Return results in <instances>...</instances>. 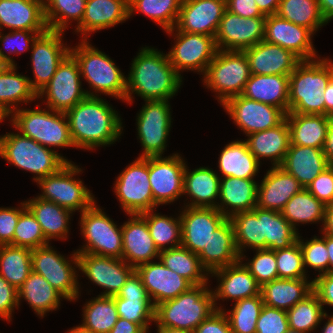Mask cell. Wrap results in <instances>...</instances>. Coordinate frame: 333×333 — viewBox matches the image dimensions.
<instances>
[{
    "mask_svg": "<svg viewBox=\"0 0 333 333\" xmlns=\"http://www.w3.org/2000/svg\"><path fill=\"white\" fill-rule=\"evenodd\" d=\"M74 147L92 149L111 144L121 134V120L115 110L97 96H86L66 112Z\"/></svg>",
    "mask_w": 333,
    "mask_h": 333,
    "instance_id": "obj_1",
    "label": "cell"
},
{
    "mask_svg": "<svg viewBox=\"0 0 333 333\" xmlns=\"http://www.w3.org/2000/svg\"><path fill=\"white\" fill-rule=\"evenodd\" d=\"M178 74L168 55L153 48H143L134 59L128 79H126V101H131V91L146 100H168L175 95L181 85ZM131 90V91H130Z\"/></svg>",
    "mask_w": 333,
    "mask_h": 333,
    "instance_id": "obj_2",
    "label": "cell"
},
{
    "mask_svg": "<svg viewBox=\"0 0 333 333\" xmlns=\"http://www.w3.org/2000/svg\"><path fill=\"white\" fill-rule=\"evenodd\" d=\"M333 77L325 59L301 60L289 75V112L325 115L323 91Z\"/></svg>",
    "mask_w": 333,
    "mask_h": 333,
    "instance_id": "obj_3",
    "label": "cell"
},
{
    "mask_svg": "<svg viewBox=\"0 0 333 333\" xmlns=\"http://www.w3.org/2000/svg\"><path fill=\"white\" fill-rule=\"evenodd\" d=\"M205 285H193L175 299L158 304L155 307V322L157 321L158 327L193 332L200 323L218 310L213 292L205 288Z\"/></svg>",
    "mask_w": 333,
    "mask_h": 333,
    "instance_id": "obj_4",
    "label": "cell"
},
{
    "mask_svg": "<svg viewBox=\"0 0 333 333\" xmlns=\"http://www.w3.org/2000/svg\"><path fill=\"white\" fill-rule=\"evenodd\" d=\"M0 156L15 166L35 173V179L58 172L68 161L57 152L20 134L0 137Z\"/></svg>",
    "mask_w": 333,
    "mask_h": 333,
    "instance_id": "obj_5",
    "label": "cell"
},
{
    "mask_svg": "<svg viewBox=\"0 0 333 333\" xmlns=\"http://www.w3.org/2000/svg\"><path fill=\"white\" fill-rule=\"evenodd\" d=\"M204 74L206 85L220 93L223 105L243 92L251 76L248 57L244 51L218 50Z\"/></svg>",
    "mask_w": 333,
    "mask_h": 333,
    "instance_id": "obj_6",
    "label": "cell"
},
{
    "mask_svg": "<svg viewBox=\"0 0 333 333\" xmlns=\"http://www.w3.org/2000/svg\"><path fill=\"white\" fill-rule=\"evenodd\" d=\"M70 53L79 64L80 74L95 90L125 100L126 77L107 55L91 47L86 38Z\"/></svg>",
    "mask_w": 333,
    "mask_h": 333,
    "instance_id": "obj_7",
    "label": "cell"
},
{
    "mask_svg": "<svg viewBox=\"0 0 333 333\" xmlns=\"http://www.w3.org/2000/svg\"><path fill=\"white\" fill-rule=\"evenodd\" d=\"M16 110L13 114V125L20 130L21 134L32 138L37 143L46 147L74 146L69 129L66 113L52 110V113L44 110ZM55 112V113H54ZM67 119L65 122L64 120Z\"/></svg>",
    "mask_w": 333,
    "mask_h": 333,
    "instance_id": "obj_8",
    "label": "cell"
},
{
    "mask_svg": "<svg viewBox=\"0 0 333 333\" xmlns=\"http://www.w3.org/2000/svg\"><path fill=\"white\" fill-rule=\"evenodd\" d=\"M81 170L68 162L58 172L36 180L42 187L43 195L38 198L54 202L68 210L81 212L91 207L95 201L90 191L83 186L81 180H74L73 175Z\"/></svg>",
    "mask_w": 333,
    "mask_h": 333,
    "instance_id": "obj_9",
    "label": "cell"
},
{
    "mask_svg": "<svg viewBox=\"0 0 333 333\" xmlns=\"http://www.w3.org/2000/svg\"><path fill=\"white\" fill-rule=\"evenodd\" d=\"M81 229L88 244L76 253L122 258V229H118L95 203L82 212Z\"/></svg>",
    "mask_w": 333,
    "mask_h": 333,
    "instance_id": "obj_10",
    "label": "cell"
},
{
    "mask_svg": "<svg viewBox=\"0 0 333 333\" xmlns=\"http://www.w3.org/2000/svg\"><path fill=\"white\" fill-rule=\"evenodd\" d=\"M80 75L79 64L75 57L69 53L38 96L42 97L44 93H47L49 109L66 113L86 96H95L93 93L84 92L81 89Z\"/></svg>",
    "mask_w": 333,
    "mask_h": 333,
    "instance_id": "obj_11",
    "label": "cell"
},
{
    "mask_svg": "<svg viewBox=\"0 0 333 333\" xmlns=\"http://www.w3.org/2000/svg\"><path fill=\"white\" fill-rule=\"evenodd\" d=\"M115 192L127 214H141L153 210L148 157H139L120 174L115 184Z\"/></svg>",
    "mask_w": 333,
    "mask_h": 333,
    "instance_id": "obj_12",
    "label": "cell"
},
{
    "mask_svg": "<svg viewBox=\"0 0 333 333\" xmlns=\"http://www.w3.org/2000/svg\"><path fill=\"white\" fill-rule=\"evenodd\" d=\"M74 264L95 284L106 289L99 296H115L126 283L135 268L122 258L99 256L88 253H74Z\"/></svg>",
    "mask_w": 333,
    "mask_h": 333,
    "instance_id": "obj_13",
    "label": "cell"
},
{
    "mask_svg": "<svg viewBox=\"0 0 333 333\" xmlns=\"http://www.w3.org/2000/svg\"><path fill=\"white\" fill-rule=\"evenodd\" d=\"M138 115V135L144 153L140 157H158L165 149L171 126L168 100H146Z\"/></svg>",
    "mask_w": 333,
    "mask_h": 333,
    "instance_id": "obj_14",
    "label": "cell"
},
{
    "mask_svg": "<svg viewBox=\"0 0 333 333\" xmlns=\"http://www.w3.org/2000/svg\"><path fill=\"white\" fill-rule=\"evenodd\" d=\"M265 20L266 17H240L226 10L215 35L217 49L244 51L255 46L264 39Z\"/></svg>",
    "mask_w": 333,
    "mask_h": 333,
    "instance_id": "obj_15",
    "label": "cell"
},
{
    "mask_svg": "<svg viewBox=\"0 0 333 333\" xmlns=\"http://www.w3.org/2000/svg\"><path fill=\"white\" fill-rule=\"evenodd\" d=\"M161 157H148L153 208L158 204L171 203L183 194L185 163L178 154Z\"/></svg>",
    "mask_w": 333,
    "mask_h": 333,
    "instance_id": "obj_16",
    "label": "cell"
},
{
    "mask_svg": "<svg viewBox=\"0 0 333 333\" xmlns=\"http://www.w3.org/2000/svg\"><path fill=\"white\" fill-rule=\"evenodd\" d=\"M32 271L44 277L65 299L78 298L77 278L72 265L49 245L32 250Z\"/></svg>",
    "mask_w": 333,
    "mask_h": 333,
    "instance_id": "obj_17",
    "label": "cell"
},
{
    "mask_svg": "<svg viewBox=\"0 0 333 333\" xmlns=\"http://www.w3.org/2000/svg\"><path fill=\"white\" fill-rule=\"evenodd\" d=\"M224 108L248 135L279 125L286 114L278 107L238 95L228 99Z\"/></svg>",
    "mask_w": 333,
    "mask_h": 333,
    "instance_id": "obj_18",
    "label": "cell"
},
{
    "mask_svg": "<svg viewBox=\"0 0 333 333\" xmlns=\"http://www.w3.org/2000/svg\"><path fill=\"white\" fill-rule=\"evenodd\" d=\"M177 43L169 52V62L179 74L181 69L206 71L218 51L215 37L177 31Z\"/></svg>",
    "mask_w": 333,
    "mask_h": 333,
    "instance_id": "obj_19",
    "label": "cell"
},
{
    "mask_svg": "<svg viewBox=\"0 0 333 333\" xmlns=\"http://www.w3.org/2000/svg\"><path fill=\"white\" fill-rule=\"evenodd\" d=\"M61 34V31L48 29L32 42L35 81L30 80V84L37 94L50 82L59 64L70 53V49L62 45Z\"/></svg>",
    "mask_w": 333,
    "mask_h": 333,
    "instance_id": "obj_20",
    "label": "cell"
},
{
    "mask_svg": "<svg viewBox=\"0 0 333 333\" xmlns=\"http://www.w3.org/2000/svg\"><path fill=\"white\" fill-rule=\"evenodd\" d=\"M226 10V0H182L176 31L215 37Z\"/></svg>",
    "mask_w": 333,
    "mask_h": 333,
    "instance_id": "obj_21",
    "label": "cell"
},
{
    "mask_svg": "<svg viewBox=\"0 0 333 333\" xmlns=\"http://www.w3.org/2000/svg\"><path fill=\"white\" fill-rule=\"evenodd\" d=\"M181 219V246L199 254L215 231L226 219L217 208L188 207Z\"/></svg>",
    "mask_w": 333,
    "mask_h": 333,
    "instance_id": "obj_22",
    "label": "cell"
},
{
    "mask_svg": "<svg viewBox=\"0 0 333 333\" xmlns=\"http://www.w3.org/2000/svg\"><path fill=\"white\" fill-rule=\"evenodd\" d=\"M313 33L311 29L273 14L266 17L263 40L291 51L300 60H311L316 57L311 42Z\"/></svg>",
    "mask_w": 333,
    "mask_h": 333,
    "instance_id": "obj_23",
    "label": "cell"
},
{
    "mask_svg": "<svg viewBox=\"0 0 333 333\" xmlns=\"http://www.w3.org/2000/svg\"><path fill=\"white\" fill-rule=\"evenodd\" d=\"M135 270L140 275L150 299L151 296L153 297L154 307L162 302L175 299L193 286L188 280L167 268L161 261L142 264Z\"/></svg>",
    "mask_w": 333,
    "mask_h": 333,
    "instance_id": "obj_24",
    "label": "cell"
},
{
    "mask_svg": "<svg viewBox=\"0 0 333 333\" xmlns=\"http://www.w3.org/2000/svg\"><path fill=\"white\" fill-rule=\"evenodd\" d=\"M244 52L251 74L256 75H290L301 61L291 51L264 40Z\"/></svg>",
    "mask_w": 333,
    "mask_h": 333,
    "instance_id": "obj_25",
    "label": "cell"
},
{
    "mask_svg": "<svg viewBox=\"0 0 333 333\" xmlns=\"http://www.w3.org/2000/svg\"><path fill=\"white\" fill-rule=\"evenodd\" d=\"M133 218L122 227V259L131 260L133 268L149 263L160 251L155 246L145 218L132 214Z\"/></svg>",
    "mask_w": 333,
    "mask_h": 333,
    "instance_id": "obj_26",
    "label": "cell"
},
{
    "mask_svg": "<svg viewBox=\"0 0 333 333\" xmlns=\"http://www.w3.org/2000/svg\"><path fill=\"white\" fill-rule=\"evenodd\" d=\"M303 186L280 166L273 167L264 177L257 194V206L264 210L281 212L286 203Z\"/></svg>",
    "mask_w": 333,
    "mask_h": 333,
    "instance_id": "obj_27",
    "label": "cell"
},
{
    "mask_svg": "<svg viewBox=\"0 0 333 333\" xmlns=\"http://www.w3.org/2000/svg\"><path fill=\"white\" fill-rule=\"evenodd\" d=\"M198 257L206 272L210 273L241 260L236 248L234 227L230 218H227L212 232L207 247H204Z\"/></svg>",
    "mask_w": 333,
    "mask_h": 333,
    "instance_id": "obj_28",
    "label": "cell"
},
{
    "mask_svg": "<svg viewBox=\"0 0 333 333\" xmlns=\"http://www.w3.org/2000/svg\"><path fill=\"white\" fill-rule=\"evenodd\" d=\"M41 0H0V28L47 31Z\"/></svg>",
    "mask_w": 333,
    "mask_h": 333,
    "instance_id": "obj_29",
    "label": "cell"
},
{
    "mask_svg": "<svg viewBox=\"0 0 333 333\" xmlns=\"http://www.w3.org/2000/svg\"><path fill=\"white\" fill-rule=\"evenodd\" d=\"M328 166L322 149L290 145L280 167L307 188Z\"/></svg>",
    "mask_w": 333,
    "mask_h": 333,
    "instance_id": "obj_30",
    "label": "cell"
},
{
    "mask_svg": "<svg viewBox=\"0 0 333 333\" xmlns=\"http://www.w3.org/2000/svg\"><path fill=\"white\" fill-rule=\"evenodd\" d=\"M241 96L289 112V75L251 74Z\"/></svg>",
    "mask_w": 333,
    "mask_h": 333,
    "instance_id": "obj_31",
    "label": "cell"
},
{
    "mask_svg": "<svg viewBox=\"0 0 333 333\" xmlns=\"http://www.w3.org/2000/svg\"><path fill=\"white\" fill-rule=\"evenodd\" d=\"M240 262L239 260L235 264L211 272L221 278L218 289L213 293L214 301L219 298H230L237 302L261 294V286Z\"/></svg>",
    "mask_w": 333,
    "mask_h": 333,
    "instance_id": "obj_32",
    "label": "cell"
},
{
    "mask_svg": "<svg viewBox=\"0 0 333 333\" xmlns=\"http://www.w3.org/2000/svg\"><path fill=\"white\" fill-rule=\"evenodd\" d=\"M129 0H87L78 32L87 34L114 26L129 18Z\"/></svg>",
    "mask_w": 333,
    "mask_h": 333,
    "instance_id": "obj_33",
    "label": "cell"
},
{
    "mask_svg": "<svg viewBox=\"0 0 333 333\" xmlns=\"http://www.w3.org/2000/svg\"><path fill=\"white\" fill-rule=\"evenodd\" d=\"M247 136L249 139L245 142L248 149L258 161L263 157L271 158L274 167L281 166L291 144L290 129L286 118L273 128Z\"/></svg>",
    "mask_w": 333,
    "mask_h": 333,
    "instance_id": "obj_34",
    "label": "cell"
},
{
    "mask_svg": "<svg viewBox=\"0 0 333 333\" xmlns=\"http://www.w3.org/2000/svg\"><path fill=\"white\" fill-rule=\"evenodd\" d=\"M290 145L323 149L327 129L332 117L317 114L287 113Z\"/></svg>",
    "mask_w": 333,
    "mask_h": 333,
    "instance_id": "obj_35",
    "label": "cell"
},
{
    "mask_svg": "<svg viewBox=\"0 0 333 333\" xmlns=\"http://www.w3.org/2000/svg\"><path fill=\"white\" fill-rule=\"evenodd\" d=\"M258 185L254 180L236 177H224L220 181L219 198L222 206L216 208L227 218L240 213L251 211L257 206ZM224 204L230 206L231 213L223 208Z\"/></svg>",
    "mask_w": 333,
    "mask_h": 333,
    "instance_id": "obj_36",
    "label": "cell"
},
{
    "mask_svg": "<svg viewBox=\"0 0 333 333\" xmlns=\"http://www.w3.org/2000/svg\"><path fill=\"white\" fill-rule=\"evenodd\" d=\"M312 292V282L306 278L275 279L261 287L263 303L282 310L291 309Z\"/></svg>",
    "mask_w": 333,
    "mask_h": 333,
    "instance_id": "obj_37",
    "label": "cell"
},
{
    "mask_svg": "<svg viewBox=\"0 0 333 333\" xmlns=\"http://www.w3.org/2000/svg\"><path fill=\"white\" fill-rule=\"evenodd\" d=\"M220 178L209 168L200 167L192 172L184 170L183 193L195 198L188 207L216 208L214 200L219 196Z\"/></svg>",
    "mask_w": 333,
    "mask_h": 333,
    "instance_id": "obj_38",
    "label": "cell"
},
{
    "mask_svg": "<svg viewBox=\"0 0 333 333\" xmlns=\"http://www.w3.org/2000/svg\"><path fill=\"white\" fill-rule=\"evenodd\" d=\"M259 164L245 141H233L226 145L219 158V169L224 177L253 180Z\"/></svg>",
    "mask_w": 333,
    "mask_h": 333,
    "instance_id": "obj_39",
    "label": "cell"
},
{
    "mask_svg": "<svg viewBox=\"0 0 333 333\" xmlns=\"http://www.w3.org/2000/svg\"><path fill=\"white\" fill-rule=\"evenodd\" d=\"M25 204L40 224L42 232L48 241L55 237H67V223L70 219L69 214L72 213L70 210L38 197L25 202Z\"/></svg>",
    "mask_w": 333,
    "mask_h": 333,
    "instance_id": "obj_40",
    "label": "cell"
},
{
    "mask_svg": "<svg viewBox=\"0 0 333 333\" xmlns=\"http://www.w3.org/2000/svg\"><path fill=\"white\" fill-rule=\"evenodd\" d=\"M257 218H262V238H266V249L288 248L298 240L297 232L281 212L255 207Z\"/></svg>",
    "mask_w": 333,
    "mask_h": 333,
    "instance_id": "obj_41",
    "label": "cell"
},
{
    "mask_svg": "<svg viewBox=\"0 0 333 333\" xmlns=\"http://www.w3.org/2000/svg\"><path fill=\"white\" fill-rule=\"evenodd\" d=\"M21 297L29 302L38 315L43 317L47 311L59 306L60 297L63 296L44 277L32 271L18 289V300Z\"/></svg>",
    "mask_w": 333,
    "mask_h": 333,
    "instance_id": "obj_42",
    "label": "cell"
},
{
    "mask_svg": "<svg viewBox=\"0 0 333 333\" xmlns=\"http://www.w3.org/2000/svg\"><path fill=\"white\" fill-rule=\"evenodd\" d=\"M160 261L170 270L188 280L192 285L207 284L208 278L197 254L183 246L165 248L160 251ZM203 269V271H202Z\"/></svg>",
    "mask_w": 333,
    "mask_h": 333,
    "instance_id": "obj_43",
    "label": "cell"
},
{
    "mask_svg": "<svg viewBox=\"0 0 333 333\" xmlns=\"http://www.w3.org/2000/svg\"><path fill=\"white\" fill-rule=\"evenodd\" d=\"M32 250L0 245V275L17 290L32 272Z\"/></svg>",
    "mask_w": 333,
    "mask_h": 333,
    "instance_id": "obj_44",
    "label": "cell"
},
{
    "mask_svg": "<svg viewBox=\"0 0 333 333\" xmlns=\"http://www.w3.org/2000/svg\"><path fill=\"white\" fill-rule=\"evenodd\" d=\"M16 65H10L4 72L0 73V107L8 114L12 113L9 107L17 102H28L39 98L31 87L30 79L16 74ZM10 104V105H9Z\"/></svg>",
    "mask_w": 333,
    "mask_h": 333,
    "instance_id": "obj_45",
    "label": "cell"
},
{
    "mask_svg": "<svg viewBox=\"0 0 333 333\" xmlns=\"http://www.w3.org/2000/svg\"><path fill=\"white\" fill-rule=\"evenodd\" d=\"M283 217L292 225L295 223L325 221V205L316 199L306 188L296 193L281 211Z\"/></svg>",
    "mask_w": 333,
    "mask_h": 333,
    "instance_id": "obj_46",
    "label": "cell"
},
{
    "mask_svg": "<svg viewBox=\"0 0 333 333\" xmlns=\"http://www.w3.org/2000/svg\"><path fill=\"white\" fill-rule=\"evenodd\" d=\"M118 318L114 298L99 296L86 304L84 322L80 327L94 333H109Z\"/></svg>",
    "mask_w": 333,
    "mask_h": 333,
    "instance_id": "obj_47",
    "label": "cell"
},
{
    "mask_svg": "<svg viewBox=\"0 0 333 333\" xmlns=\"http://www.w3.org/2000/svg\"><path fill=\"white\" fill-rule=\"evenodd\" d=\"M276 14L313 32L327 23L317 0H280Z\"/></svg>",
    "mask_w": 333,
    "mask_h": 333,
    "instance_id": "obj_48",
    "label": "cell"
},
{
    "mask_svg": "<svg viewBox=\"0 0 333 333\" xmlns=\"http://www.w3.org/2000/svg\"><path fill=\"white\" fill-rule=\"evenodd\" d=\"M234 227L235 244L239 255L242 246L248 245L256 250L266 249V238H262V218L251 211L240 212L230 217Z\"/></svg>",
    "mask_w": 333,
    "mask_h": 333,
    "instance_id": "obj_49",
    "label": "cell"
},
{
    "mask_svg": "<svg viewBox=\"0 0 333 333\" xmlns=\"http://www.w3.org/2000/svg\"><path fill=\"white\" fill-rule=\"evenodd\" d=\"M289 329L308 333L313 330L327 314L323 311L317 295L312 291L302 301L287 310Z\"/></svg>",
    "mask_w": 333,
    "mask_h": 333,
    "instance_id": "obj_50",
    "label": "cell"
},
{
    "mask_svg": "<svg viewBox=\"0 0 333 333\" xmlns=\"http://www.w3.org/2000/svg\"><path fill=\"white\" fill-rule=\"evenodd\" d=\"M182 0H129V16L138 10L158 22L167 32L175 28Z\"/></svg>",
    "mask_w": 333,
    "mask_h": 333,
    "instance_id": "obj_51",
    "label": "cell"
},
{
    "mask_svg": "<svg viewBox=\"0 0 333 333\" xmlns=\"http://www.w3.org/2000/svg\"><path fill=\"white\" fill-rule=\"evenodd\" d=\"M86 1L87 0L44 1V16L48 29L63 32L69 18L77 20L78 24H80L84 15ZM59 14L60 17L58 16Z\"/></svg>",
    "mask_w": 333,
    "mask_h": 333,
    "instance_id": "obj_52",
    "label": "cell"
},
{
    "mask_svg": "<svg viewBox=\"0 0 333 333\" xmlns=\"http://www.w3.org/2000/svg\"><path fill=\"white\" fill-rule=\"evenodd\" d=\"M151 211L141 213L145 218L150 235L155 246L159 251L164 250L165 245L170 243V247L175 248L181 246V219H173L158 214H152ZM164 246V247H163Z\"/></svg>",
    "mask_w": 333,
    "mask_h": 333,
    "instance_id": "obj_53",
    "label": "cell"
},
{
    "mask_svg": "<svg viewBox=\"0 0 333 333\" xmlns=\"http://www.w3.org/2000/svg\"><path fill=\"white\" fill-rule=\"evenodd\" d=\"M264 303L262 295L241 299L235 303L227 319L232 333H256V324Z\"/></svg>",
    "mask_w": 333,
    "mask_h": 333,
    "instance_id": "obj_54",
    "label": "cell"
},
{
    "mask_svg": "<svg viewBox=\"0 0 333 333\" xmlns=\"http://www.w3.org/2000/svg\"><path fill=\"white\" fill-rule=\"evenodd\" d=\"M9 245L31 250L48 245L40 224L27 207L20 214L14 230L13 241Z\"/></svg>",
    "mask_w": 333,
    "mask_h": 333,
    "instance_id": "obj_55",
    "label": "cell"
},
{
    "mask_svg": "<svg viewBox=\"0 0 333 333\" xmlns=\"http://www.w3.org/2000/svg\"><path fill=\"white\" fill-rule=\"evenodd\" d=\"M120 318L139 324L148 330V321H155V307L151 299L114 298Z\"/></svg>",
    "mask_w": 333,
    "mask_h": 333,
    "instance_id": "obj_56",
    "label": "cell"
},
{
    "mask_svg": "<svg viewBox=\"0 0 333 333\" xmlns=\"http://www.w3.org/2000/svg\"><path fill=\"white\" fill-rule=\"evenodd\" d=\"M275 257L279 279L306 278L303 254L298 241L288 248L275 250Z\"/></svg>",
    "mask_w": 333,
    "mask_h": 333,
    "instance_id": "obj_57",
    "label": "cell"
},
{
    "mask_svg": "<svg viewBox=\"0 0 333 333\" xmlns=\"http://www.w3.org/2000/svg\"><path fill=\"white\" fill-rule=\"evenodd\" d=\"M258 284H264L278 279L275 251L270 249L257 250V254L248 264L244 265Z\"/></svg>",
    "mask_w": 333,
    "mask_h": 333,
    "instance_id": "obj_58",
    "label": "cell"
},
{
    "mask_svg": "<svg viewBox=\"0 0 333 333\" xmlns=\"http://www.w3.org/2000/svg\"><path fill=\"white\" fill-rule=\"evenodd\" d=\"M298 236V242L303 254V265L320 270L319 272L329 273V256L326 243L323 239L314 238L311 241L302 242ZM325 269V270H324Z\"/></svg>",
    "mask_w": 333,
    "mask_h": 333,
    "instance_id": "obj_59",
    "label": "cell"
},
{
    "mask_svg": "<svg viewBox=\"0 0 333 333\" xmlns=\"http://www.w3.org/2000/svg\"><path fill=\"white\" fill-rule=\"evenodd\" d=\"M289 329L287 311L263 305L256 333H285Z\"/></svg>",
    "mask_w": 333,
    "mask_h": 333,
    "instance_id": "obj_60",
    "label": "cell"
},
{
    "mask_svg": "<svg viewBox=\"0 0 333 333\" xmlns=\"http://www.w3.org/2000/svg\"><path fill=\"white\" fill-rule=\"evenodd\" d=\"M306 189L325 206L333 203V165H329Z\"/></svg>",
    "mask_w": 333,
    "mask_h": 333,
    "instance_id": "obj_61",
    "label": "cell"
},
{
    "mask_svg": "<svg viewBox=\"0 0 333 333\" xmlns=\"http://www.w3.org/2000/svg\"><path fill=\"white\" fill-rule=\"evenodd\" d=\"M22 209L0 208V245H9L13 241L14 230L21 212L26 208L21 203Z\"/></svg>",
    "mask_w": 333,
    "mask_h": 333,
    "instance_id": "obj_62",
    "label": "cell"
},
{
    "mask_svg": "<svg viewBox=\"0 0 333 333\" xmlns=\"http://www.w3.org/2000/svg\"><path fill=\"white\" fill-rule=\"evenodd\" d=\"M18 305V290L0 275V316L11 319V312Z\"/></svg>",
    "mask_w": 333,
    "mask_h": 333,
    "instance_id": "obj_63",
    "label": "cell"
},
{
    "mask_svg": "<svg viewBox=\"0 0 333 333\" xmlns=\"http://www.w3.org/2000/svg\"><path fill=\"white\" fill-rule=\"evenodd\" d=\"M193 333H232L227 315L222 309L216 310L206 318Z\"/></svg>",
    "mask_w": 333,
    "mask_h": 333,
    "instance_id": "obj_64",
    "label": "cell"
},
{
    "mask_svg": "<svg viewBox=\"0 0 333 333\" xmlns=\"http://www.w3.org/2000/svg\"><path fill=\"white\" fill-rule=\"evenodd\" d=\"M29 32L34 33L35 36L32 37L31 35H29L30 34ZM45 32L46 31L15 30V32L13 31L10 34L5 35V36H2L0 34V40L4 43V45L6 44L5 47H8V45L12 46L9 49L11 53L17 52V54H18V52L28 49V44H29L30 39L33 42L40 34H43ZM15 43L17 44V46L15 45ZM19 46H20V48H19Z\"/></svg>",
    "mask_w": 333,
    "mask_h": 333,
    "instance_id": "obj_65",
    "label": "cell"
},
{
    "mask_svg": "<svg viewBox=\"0 0 333 333\" xmlns=\"http://www.w3.org/2000/svg\"><path fill=\"white\" fill-rule=\"evenodd\" d=\"M113 298L150 299L140 275L136 270L129 276L121 290Z\"/></svg>",
    "mask_w": 333,
    "mask_h": 333,
    "instance_id": "obj_66",
    "label": "cell"
},
{
    "mask_svg": "<svg viewBox=\"0 0 333 333\" xmlns=\"http://www.w3.org/2000/svg\"><path fill=\"white\" fill-rule=\"evenodd\" d=\"M312 291L317 295L320 303L333 306V274L320 273L312 281Z\"/></svg>",
    "mask_w": 333,
    "mask_h": 333,
    "instance_id": "obj_67",
    "label": "cell"
},
{
    "mask_svg": "<svg viewBox=\"0 0 333 333\" xmlns=\"http://www.w3.org/2000/svg\"><path fill=\"white\" fill-rule=\"evenodd\" d=\"M227 11L240 17H267L257 7L255 0H226Z\"/></svg>",
    "mask_w": 333,
    "mask_h": 333,
    "instance_id": "obj_68",
    "label": "cell"
},
{
    "mask_svg": "<svg viewBox=\"0 0 333 333\" xmlns=\"http://www.w3.org/2000/svg\"><path fill=\"white\" fill-rule=\"evenodd\" d=\"M145 330L134 322H129L126 319L118 318V321L109 333H144Z\"/></svg>",
    "mask_w": 333,
    "mask_h": 333,
    "instance_id": "obj_69",
    "label": "cell"
},
{
    "mask_svg": "<svg viewBox=\"0 0 333 333\" xmlns=\"http://www.w3.org/2000/svg\"><path fill=\"white\" fill-rule=\"evenodd\" d=\"M322 150L325 154L328 164L333 165V118L330 120Z\"/></svg>",
    "mask_w": 333,
    "mask_h": 333,
    "instance_id": "obj_70",
    "label": "cell"
},
{
    "mask_svg": "<svg viewBox=\"0 0 333 333\" xmlns=\"http://www.w3.org/2000/svg\"><path fill=\"white\" fill-rule=\"evenodd\" d=\"M260 12L265 15L276 14L280 0H255Z\"/></svg>",
    "mask_w": 333,
    "mask_h": 333,
    "instance_id": "obj_71",
    "label": "cell"
},
{
    "mask_svg": "<svg viewBox=\"0 0 333 333\" xmlns=\"http://www.w3.org/2000/svg\"><path fill=\"white\" fill-rule=\"evenodd\" d=\"M323 96L325 98V115L333 118V77L329 80L323 91Z\"/></svg>",
    "mask_w": 333,
    "mask_h": 333,
    "instance_id": "obj_72",
    "label": "cell"
},
{
    "mask_svg": "<svg viewBox=\"0 0 333 333\" xmlns=\"http://www.w3.org/2000/svg\"><path fill=\"white\" fill-rule=\"evenodd\" d=\"M323 232L324 234L333 236V203L325 206V221Z\"/></svg>",
    "mask_w": 333,
    "mask_h": 333,
    "instance_id": "obj_73",
    "label": "cell"
},
{
    "mask_svg": "<svg viewBox=\"0 0 333 333\" xmlns=\"http://www.w3.org/2000/svg\"><path fill=\"white\" fill-rule=\"evenodd\" d=\"M322 16L328 22L333 18V0H317Z\"/></svg>",
    "mask_w": 333,
    "mask_h": 333,
    "instance_id": "obj_74",
    "label": "cell"
},
{
    "mask_svg": "<svg viewBox=\"0 0 333 333\" xmlns=\"http://www.w3.org/2000/svg\"><path fill=\"white\" fill-rule=\"evenodd\" d=\"M326 243V248L329 256V273L333 274V236L325 234L322 238Z\"/></svg>",
    "mask_w": 333,
    "mask_h": 333,
    "instance_id": "obj_75",
    "label": "cell"
},
{
    "mask_svg": "<svg viewBox=\"0 0 333 333\" xmlns=\"http://www.w3.org/2000/svg\"><path fill=\"white\" fill-rule=\"evenodd\" d=\"M10 65H14L11 57L4 54L2 49H0V73L4 72Z\"/></svg>",
    "mask_w": 333,
    "mask_h": 333,
    "instance_id": "obj_76",
    "label": "cell"
},
{
    "mask_svg": "<svg viewBox=\"0 0 333 333\" xmlns=\"http://www.w3.org/2000/svg\"><path fill=\"white\" fill-rule=\"evenodd\" d=\"M158 333H193L186 330L176 328L158 327Z\"/></svg>",
    "mask_w": 333,
    "mask_h": 333,
    "instance_id": "obj_77",
    "label": "cell"
},
{
    "mask_svg": "<svg viewBox=\"0 0 333 333\" xmlns=\"http://www.w3.org/2000/svg\"><path fill=\"white\" fill-rule=\"evenodd\" d=\"M322 333H333V315L329 318Z\"/></svg>",
    "mask_w": 333,
    "mask_h": 333,
    "instance_id": "obj_78",
    "label": "cell"
},
{
    "mask_svg": "<svg viewBox=\"0 0 333 333\" xmlns=\"http://www.w3.org/2000/svg\"><path fill=\"white\" fill-rule=\"evenodd\" d=\"M68 333H94V332L86 331L83 328H81L80 326H78V327H74L73 329H71Z\"/></svg>",
    "mask_w": 333,
    "mask_h": 333,
    "instance_id": "obj_79",
    "label": "cell"
},
{
    "mask_svg": "<svg viewBox=\"0 0 333 333\" xmlns=\"http://www.w3.org/2000/svg\"><path fill=\"white\" fill-rule=\"evenodd\" d=\"M7 116H9V114H8L4 109H2V108L0 107V122H1V120H2L3 118H5V117H7Z\"/></svg>",
    "mask_w": 333,
    "mask_h": 333,
    "instance_id": "obj_80",
    "label": "cell"
}]
</instances>
